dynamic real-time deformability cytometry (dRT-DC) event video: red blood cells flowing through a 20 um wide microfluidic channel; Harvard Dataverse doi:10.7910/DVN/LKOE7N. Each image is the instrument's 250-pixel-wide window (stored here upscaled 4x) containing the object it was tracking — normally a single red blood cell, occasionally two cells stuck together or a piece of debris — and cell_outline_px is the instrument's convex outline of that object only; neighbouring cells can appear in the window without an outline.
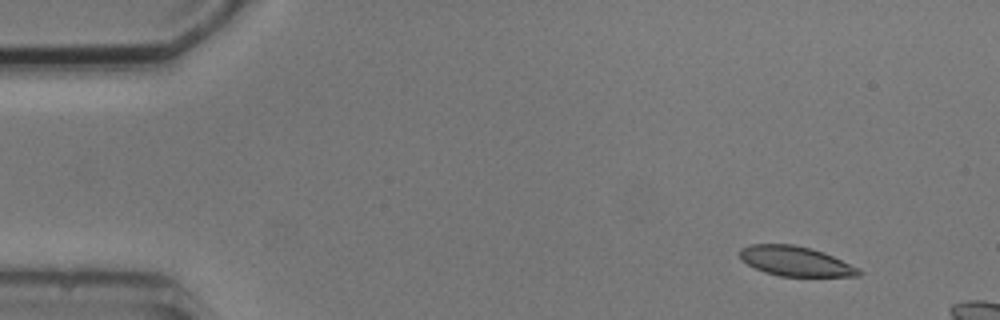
{"species": "common noctule bat (a hibernating species)", "species_latin": "Nyctalus noctula", "temperature_condition": "cold", "stored_images_in_passage": 3, "camera_frame_rate_fps": 3000, "um_per_image_px": 0.085, "animal": {"sex": "male", "body_mass_g": 20.5, "forearm_length_mm": 52.5}, "frame": {"image": 1, "passage_image": 1, "time_ms": 0.0, "image_size_px": [1000, 320], "cell_outline_px": [[864, 272], [860, 276], [780, 276], [764, 272], [748, 264], [740, 256], [740, 248], [752, 244], [792, 244], [812, 248], [824, 252], [860, 268]], "centroid_in_image_um": [67.67, 22.2], "position_along_channel_um": 17.3, "area_um2": 20.63}}